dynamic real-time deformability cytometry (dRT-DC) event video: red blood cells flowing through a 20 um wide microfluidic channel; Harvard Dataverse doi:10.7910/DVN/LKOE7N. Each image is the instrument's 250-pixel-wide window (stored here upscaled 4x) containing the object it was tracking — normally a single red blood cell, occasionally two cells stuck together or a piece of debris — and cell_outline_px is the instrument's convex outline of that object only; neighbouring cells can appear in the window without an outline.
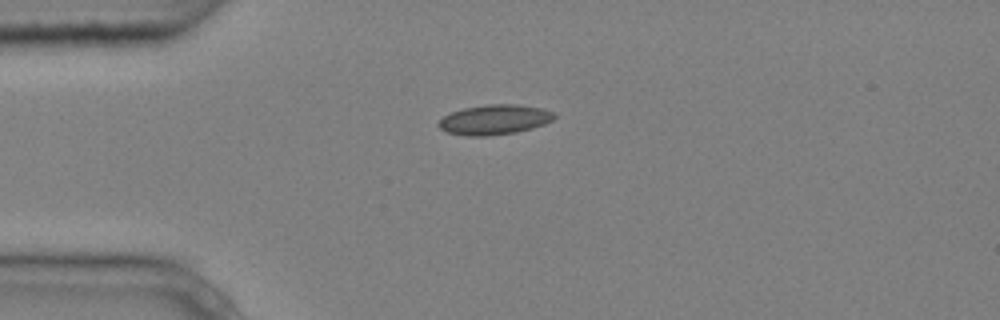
{"species": "common noctule bat (a hibernating species)", "species_latin": "Nyctalus noctula", "temperature_condition": "cold", "stored_images_in_passage": 5, "camera_frame_rate_fps": 3000, "um_per_image_px": 0.085, "animal": {"sex": "male", "body_mass_g": 20.4}, "frame": {"image": 1, "passage_image": 1, "time_ms": 0.0, "image_size_px": [1000, 320], "cell_outline_px": [[556, 116], [552, 120], [544, 124], [532, 128], [516, 132], [488, 136], [468, 136], [448, 132], [440, 128], [436, 124], [444, 116], [452, 112], [464, 108], [488, 104], [516, 104], [540, 108], [552, 112]], "centroid_in_image_um": [42.02, 10.17], "position_along_channel_um": 43.0, "area_um2": 20.0}}
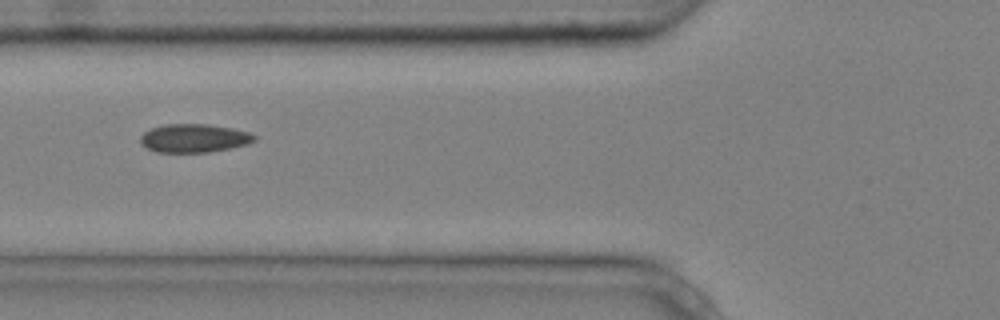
{"frame": {"image": 2, "passage_image": 3, "time_ms": 0.667, "image_size_px": [1000, 320], "cell_outline_px": [[256, 140], [248, 144], [232, 148], [208, 152], [156, 152], [140, 144], [140, 136], [144, 132], [152, 128], [164, 124], [208, 124], [232, 128], [248, 132], [256, 136]], "centroid_in_image_um": [16.49, 11.74], "position_along_channel_um": 109.3, "area_um2": 18.96}}